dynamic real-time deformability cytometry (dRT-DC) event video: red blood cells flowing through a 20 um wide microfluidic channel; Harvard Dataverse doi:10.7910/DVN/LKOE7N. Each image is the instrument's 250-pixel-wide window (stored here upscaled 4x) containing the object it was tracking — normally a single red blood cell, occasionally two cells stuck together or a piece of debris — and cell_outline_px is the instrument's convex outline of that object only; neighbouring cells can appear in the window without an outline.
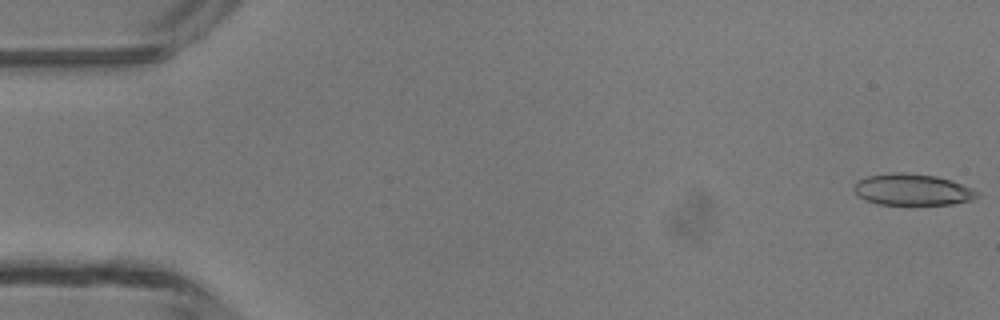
{"species": "common noctule bat (a hibernating species)", "species_latin": "Nyctalus noctula", "temperature_condition": "room temperature", "stored_images_in_passage": 6, "camera_frame_rate_fps": 3000, "um_per_image_px": 0.085, "animal": {"sex": "male", "body_mass_g": 13.3}, "frame": {"image": 1, "passage_image": 1, "time_ms": 0.0, "image_size_px": [1000, 320], "cell_outline_px": [[980, 196], [972, 200], [952, 204], [876, 204], [864, 200], [852, 188], [860, 180], [868, 176], [892, 172], [900, 172], [936, 176], [972, 188], [980, 192]], "centroid_in_image_um": [77.57, 16.12], "position_along_channel_um": 7.4, "area_um2": 22.37}}
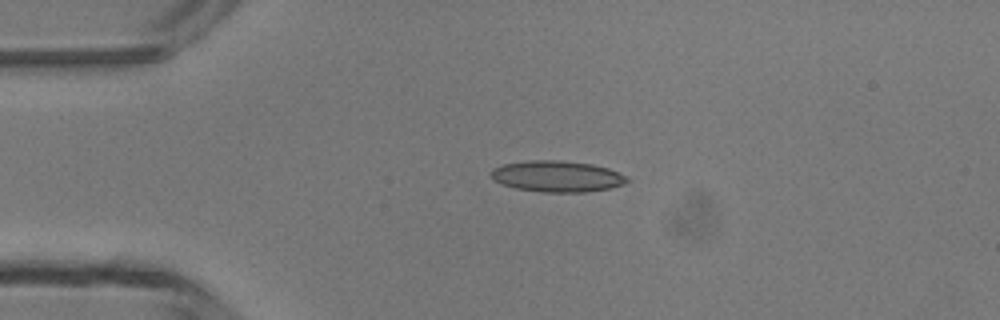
{"frame": {"image": 2, "passage_image": 4, "time_ms": 3.333, "image_size_px": [1000, 320], "cell_outline_px": [[632, 180], [624, 184], [612, 188], [584, 192], [540, 192], [516, 188], [500, 184], [492, 180], [488, 172], [492, 168], [504, 164], [528, 160], [560, 160], [592, 164], [608, 168], [628, 176]], "centroid_in_image_um": [47.34, 14.99], "position_along_channel_um": 37.7, "area_um2": 25.14}}
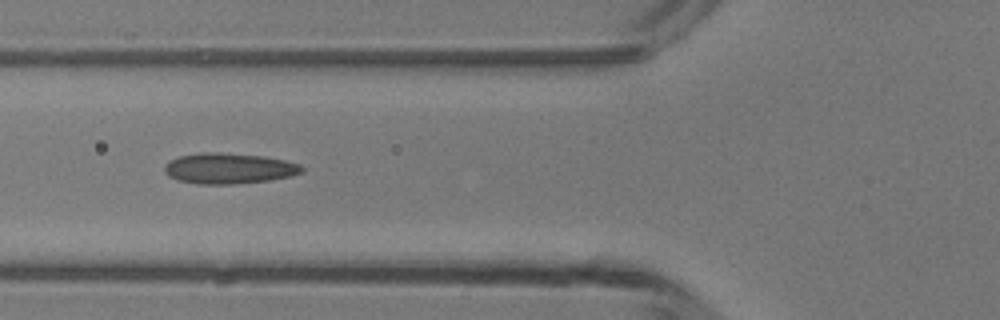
{"frame": {"image": 3, "passage_image": 6, "time_ms": 5.667, "image_size_px": [1000, 320], "cell_outline_px": [[304, 172], [292, 176], [272, 180], [232, 184], [196, 184], [176, 180], [168, 176], [164, 172], [164, 164], [168, 160], [180, 156], [200, 152], [220, 152], [264, 156], [284, 160], [300, 164], [304, 168]], "centroid_in_image_um": [19.44, 14.31], "position_along_channel_um": 106.4, "area_um2": 24.97}}